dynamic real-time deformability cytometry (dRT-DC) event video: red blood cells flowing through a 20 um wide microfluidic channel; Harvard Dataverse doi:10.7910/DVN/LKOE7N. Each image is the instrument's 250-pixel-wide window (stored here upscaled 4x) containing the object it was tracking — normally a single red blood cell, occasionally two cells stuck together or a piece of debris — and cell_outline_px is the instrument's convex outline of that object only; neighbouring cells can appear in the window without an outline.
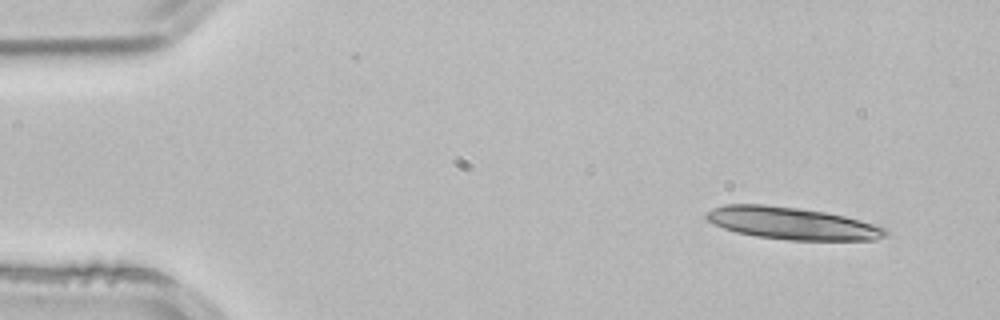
{"species": "common noctule bat (a hibernating species)", "species_latin": "Nyctalus noctula", "temperature_condition": "room temperature", "stored_images_in_passage": 3, "camera_frame_rate_fps": 3000, "um_per_image_px": 0.085, "animal": {"sex": "male", "body_mass_g": 21.5, "forearm_length_mm": 52.0}, "frame": {"image": 1, "passage_image": 1, "time_ms": 0.0, "image_size_px": [1000, 320], "cell_outline_px": [[888, 236], [876, 240], [788, 240], [756, 236], [736, 232], [712, 224], [704, 216], [712, 208], [724, 204], [764, 204], [796, 208], [824, 212], [844, 216], [860, 220], [888, 228]], "centroid_in_image_um": [67.34, 18.99], "position_along_channel_um": 17.7, "area_um2": 33.7}}